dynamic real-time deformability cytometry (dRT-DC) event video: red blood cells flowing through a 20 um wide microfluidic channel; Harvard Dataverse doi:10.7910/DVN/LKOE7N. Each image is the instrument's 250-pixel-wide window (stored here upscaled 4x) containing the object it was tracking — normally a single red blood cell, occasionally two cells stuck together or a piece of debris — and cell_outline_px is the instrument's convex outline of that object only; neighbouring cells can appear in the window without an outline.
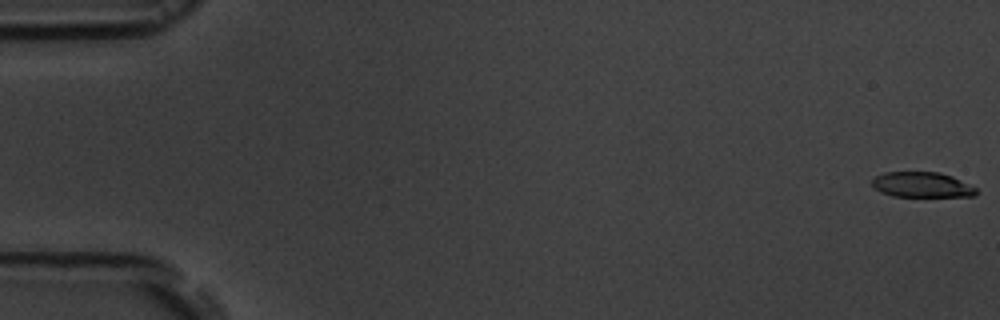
{"species": "common noctule bat (a hibernating species)", "species_latin": "Nyctalus noctula", "temperature_condition": "room temperature", "stored_images_in_passage": 54, "camera_frame_rate_fps": 3000, "um_per_image_px": 0.085, "animal": {"sex": "male", "body_mass_g": 19.5, "forearm_length_mm": 54.6}, "frame": {"image": 1, "passage_image": 1, "time_ms": 0.0, "image_size_px": [1000, 320], "cell_outline_px": [[980, 192], [976, 196], [892, 196], [880, 192], [872, 184], [872, 180], [876, 176], [884, 172], [940, 172], [952, 176], [976, 188]], "centroid_in_image_um": [78.38, 15.7], "position_along_channel_um": 6.6, "area_um2": 15.32}}
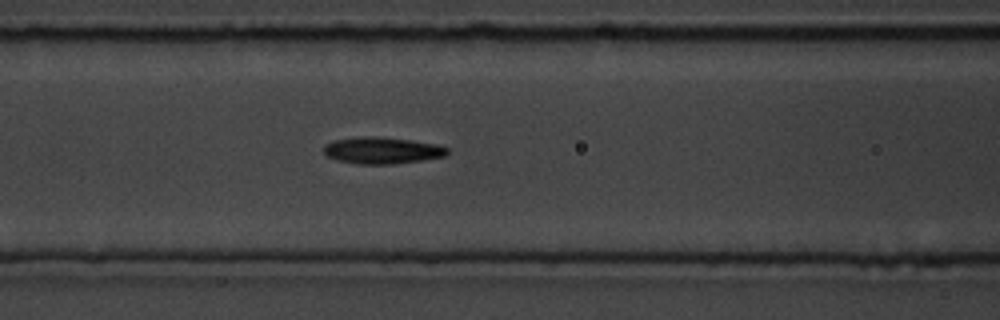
{"frame": {"image": 2, "passage_image": 24, "time_ms": 7.667, "image_size_px": [1000, 320], "cell_outline_px": [[448, 152], [444, 156], [420, 160], [392, 164], [360, 164], [336, 160], [328, 156], [324, 152], [324, 144], [332, 140], [360, 136], [376, 136], [408, 140], [436, 144], [448, 148]], "centroid_in_image_um": [32.42, 12.78], "position_along_channel_um": 134.2, "area_um2": 19.07}}
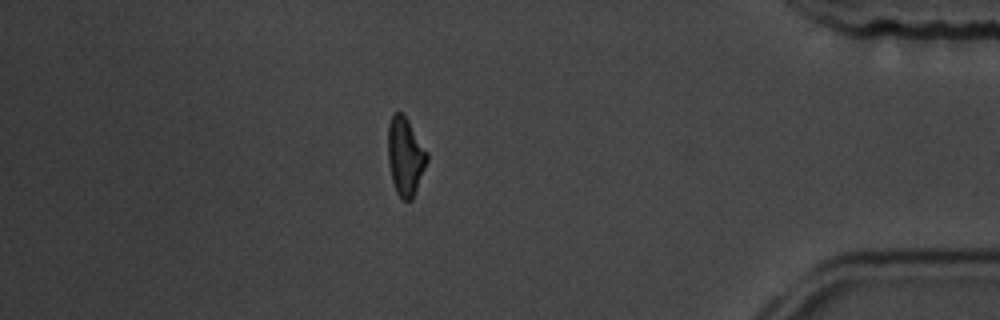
{"frame": {"image": 3, "passage_image": 49, "time_ms": 16.0, "image_size_px": [1000, 320], "cell_outline_px": [[428, 160], [412, 200], [404, 200], [396, 192], [392, 180], [388, 164], [388, 124], [392, 112], [400, 112], [408, 120], [428, 152]], "centroid_in_image_um": [34.44, 13.27], "position_along_channel_um": 400.8, "area_um2": 17.8}, "authors_computed_cell_mechanics": {"area_um2": 18.4093, "velocity_mm_per_s": 3.6742, "shape_relaxation_time_tau1_ms": 5.4803, "shape_relaxation_time_tau2_ms": 6.6992, "deformation_change_tau1": 0.1555, "deformation_change_tau2": 0.1575}}